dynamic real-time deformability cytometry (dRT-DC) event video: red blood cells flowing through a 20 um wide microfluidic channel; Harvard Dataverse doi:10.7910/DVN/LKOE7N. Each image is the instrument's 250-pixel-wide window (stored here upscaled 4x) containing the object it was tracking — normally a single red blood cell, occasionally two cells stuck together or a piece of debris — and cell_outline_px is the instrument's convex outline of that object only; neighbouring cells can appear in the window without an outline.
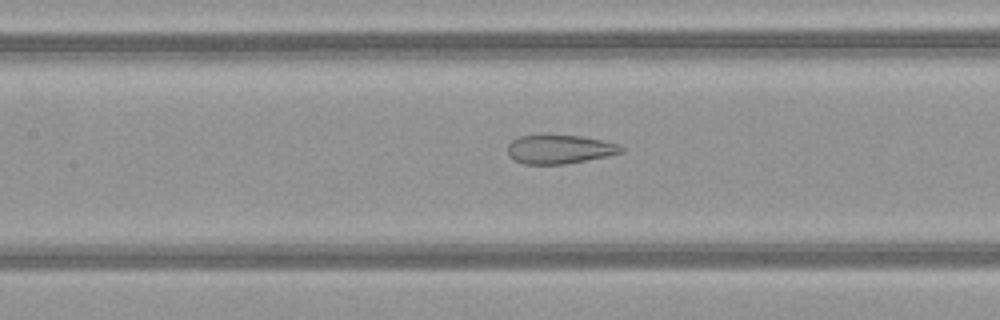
{"species": "common noctule bat (a hibernating species)", "species_latin": "Nyctalus noctula", "temperature_condition": "warm", "stored_images_in_passage": 51, "camera_frame_rate_fps": 3000, "um_per_image_px": 0.085, "animal": {"sex": "female", "body_mass_g": 21.9}, "frame": {"image": 1, "passage_image": 24, "time_ms": 7.667, "image_size_px": [1000, 320], "cell_outline_px": [[624, 152], [608, 156], [564, 164], [524, 164], [508, 156], [508, 144], [512, 140], [520, 136], [544, 132], [580, 136], [620, 144], [624, 148]], "centroid_in_image_um": [47.54, 12.65], "position_along_channel_um": 159.9, "area_um2": 19.71}}
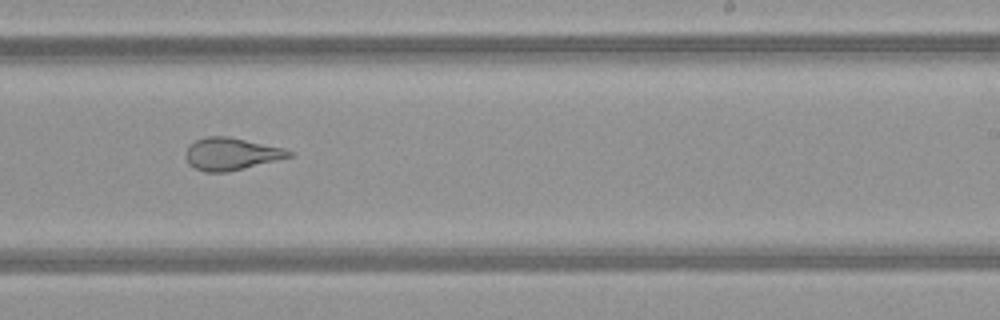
{"frame": {"image": 2, "passage_image": 32, "time_ms": 10.333, "image_size_px": [1000, 320], "cell_outline_px": [[292, 156], [228, 172], [204, 172], [188, 164], [184, 156], [184, 152], [196, 140], [204, 136], [228, 136], [284, 148], [292, 152]], "centroid_in_image_um": [19.61, 13.08], "position_along_channel_um": 269.4, "area_um2": 19.36}}
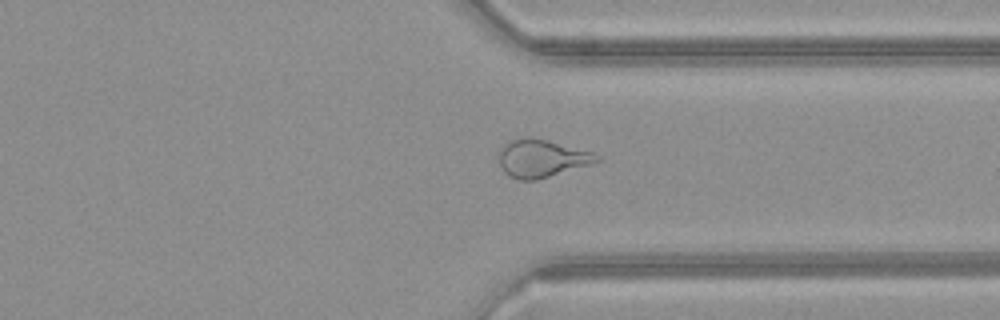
{"frame": {"image": 3, "passage_image": 39, "time_ms": 12.667, "image_size_px": [1000, 320], "cell_outline_px": [[604, 160], [592, 164], [536, 180], [520, 180], [508, 176], [504, 172], [500, 164], [500, 148], [508, 140], [528, 136], [532, 136], [548, 140], [592, 152], [600, 156]], "centroid_in_image_um": [46.05, 13.45], "position_along_channel_um": 365.3, "area_um2": 21.73}, "authors_computed_cell_mechanics": {"area_um2": 25.0852, "velocity_mm_per_s": 4.1202, "shape_relaxation_time_tau1_ms": null, "shape_relaxation_time_tau2_ms": 1.1374, "deformation_change_tau1": null, "deformation_change_tau2": 0.0994}}